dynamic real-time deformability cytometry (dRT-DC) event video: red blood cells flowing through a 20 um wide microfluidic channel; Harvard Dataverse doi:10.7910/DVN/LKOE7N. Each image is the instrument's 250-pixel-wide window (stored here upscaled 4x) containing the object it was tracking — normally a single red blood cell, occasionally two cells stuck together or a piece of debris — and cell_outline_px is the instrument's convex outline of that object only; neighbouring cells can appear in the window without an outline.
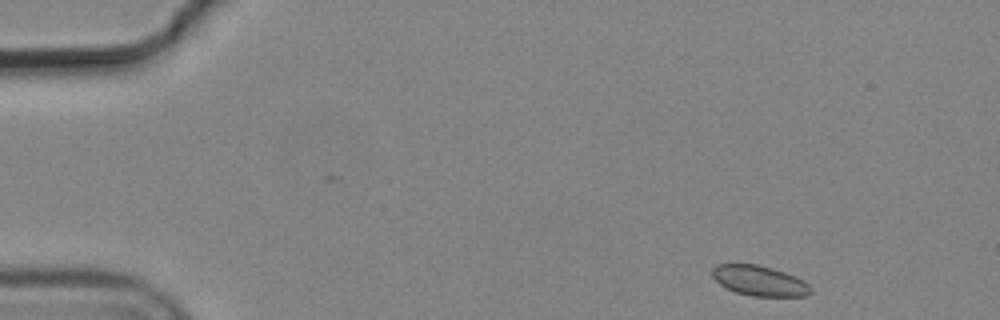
{"species": "common noctule bat (a hibernating species)", "species_latin": "Nyctalus noctula", "temperature_condition": "cold", "stored_images_in_passage": 4, "camera_frame_rate_fps": 3000, "um_per_image_px": 0.085, "animal": {"sex": "male", "body_mass_g": 19.2, "forearm_length_mm": 51.8}, "frame": {"image": 1, "passage_image": 1, "time_ms": 0.0, "image_size_px": [1000, 320], "cell_outline_px": [[812, 292], [808, 296], [752, 296], [736, 292], [724, 288], [712, 276], [712, 268], [716, 264], [756, 264], [772, 268], [784, 272], [808, 284], [812, 288]], "centroid_in_image_um": [64.52, 23.87], "position_along_channel_um": 20.5, "area_um2": 17.22}}
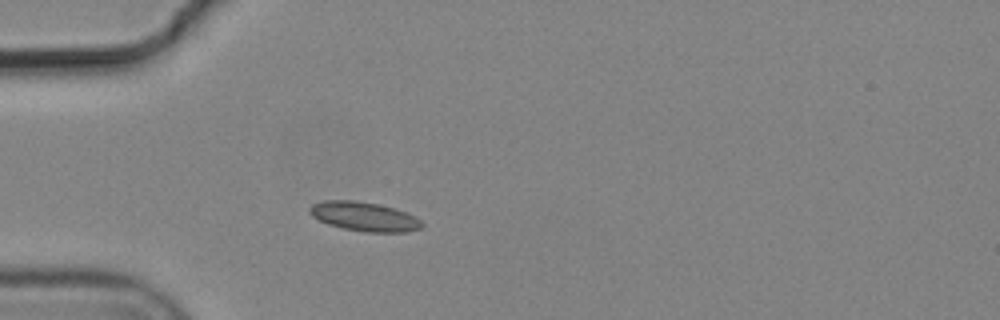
{"frame": {"image": 2, "passage_image": 4, "time_ms": 1.0, "image_size_px": [1000, 320], "cell_outline_px": [[424, 224], [420, 228], [408, 232], [364, 232], [344, 228], [328, 224], [312, 216], [308, 212], [308, 208], [312, 204], [324, 200], [356, 200], [396, 208], [416, 216]], "centroid_in_image_um": [30.96, 18.4], "position_along_channel_um": 54.0, "area_um2": 19.19}}